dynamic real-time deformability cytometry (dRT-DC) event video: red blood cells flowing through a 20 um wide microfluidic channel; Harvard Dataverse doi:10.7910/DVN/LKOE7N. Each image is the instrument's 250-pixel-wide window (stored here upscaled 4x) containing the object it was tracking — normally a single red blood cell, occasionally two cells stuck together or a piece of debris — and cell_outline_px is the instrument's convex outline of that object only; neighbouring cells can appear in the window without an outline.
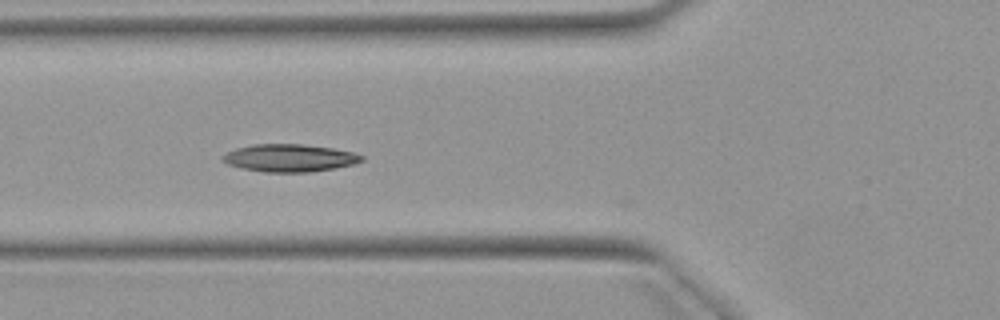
{"species": "Egyptian fruit bat (a non-hibernating species)", "species_latin": "Rousettus aegyptiacus", "temperature_condition": "warm", "stored_images_in_passage": 3, "camera_frame_rate_fps": 3000, "um_per_image_px": 0.085, "animal": {"sex": "female"}, "frame": {"image": 1, "passage_image": 3, "time_ms": 2.333, "image_size_px": [1000, 320], "cell_outline_px": [[364, 160], [356, 164], [336, 168], [308, 172], [264, 172], [240, 168], [228, 164], [220, 156], [236, 148], [252, 144], [300, 144], [332, 148], [352, 152], [364, 156]], "centroid_in_image_um": [24.62, 13.43], "position_along_channel_um": 101.2, "area_um2": 22.37}}